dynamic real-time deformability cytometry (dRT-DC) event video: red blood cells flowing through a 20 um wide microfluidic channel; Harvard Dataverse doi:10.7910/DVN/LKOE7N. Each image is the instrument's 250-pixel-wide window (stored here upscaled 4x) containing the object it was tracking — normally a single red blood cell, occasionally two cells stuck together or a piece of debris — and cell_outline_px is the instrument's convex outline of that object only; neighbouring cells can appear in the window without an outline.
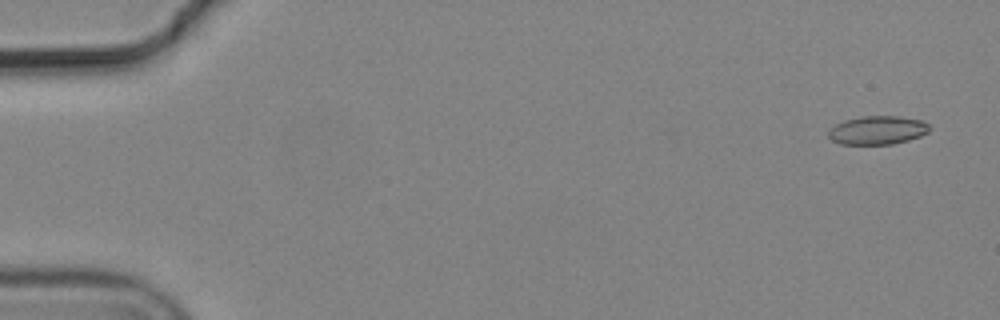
{"species": "common noctule bat (a hibernating species)", "species_latin": "Nyctalus noctula", "temperature_condition": "cold", "stored_images_in_passage": 5, "camera_frame_rate_fps": 3000, "um_per_image_px": 0.085, "animal": {"sex": "male", "body_mass_g": 19.2, "forearm_length_mm": 51.8}, "frame": {"image": 1, "passage_image": 1, "time_ms": 0.0, "image_size_px": [1000, 320], "cell_outline_px": [[932, 128], [928, 132], [920, 136], [908, 140], [892, 144], [840, 144], [832, 140], [828, 136], [828, 128], [844, 120], [860, 116], [900, 116], [924, 120]], "centroid_in_image_um": [74.59, 11.05], "position_along_channel_um": 10.4, "area_um2": 17.05}}
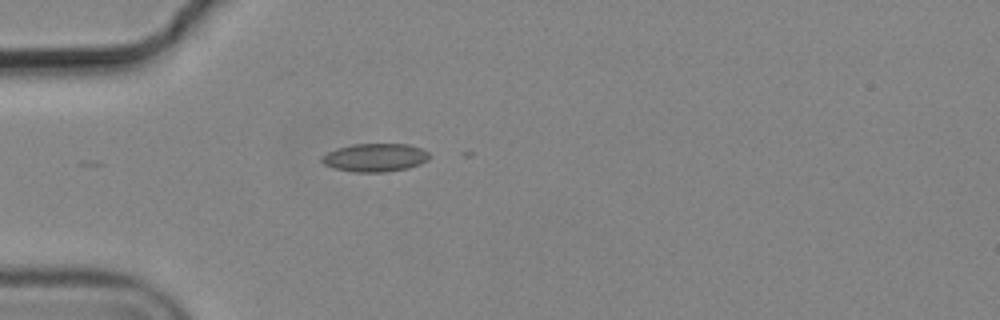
{"frame": {"image": 2, "passage_image": 5, "time_ms": 1.333, "image_size_px": [1000, 320], "cell_outline_px": [[432, 156], [428, 160], [420, 164], [408, 168], [384, 172], [356, 172], [332, 168], [324, 164], [320, 160], [328, 152], [336, 148], [352, 144], [408, 144], [420, 148], [428, 152]], "centroid_in_image_um": [31.9, 13.39], "position_along_channel_um": 53.1, "area_um2": 17.74}}